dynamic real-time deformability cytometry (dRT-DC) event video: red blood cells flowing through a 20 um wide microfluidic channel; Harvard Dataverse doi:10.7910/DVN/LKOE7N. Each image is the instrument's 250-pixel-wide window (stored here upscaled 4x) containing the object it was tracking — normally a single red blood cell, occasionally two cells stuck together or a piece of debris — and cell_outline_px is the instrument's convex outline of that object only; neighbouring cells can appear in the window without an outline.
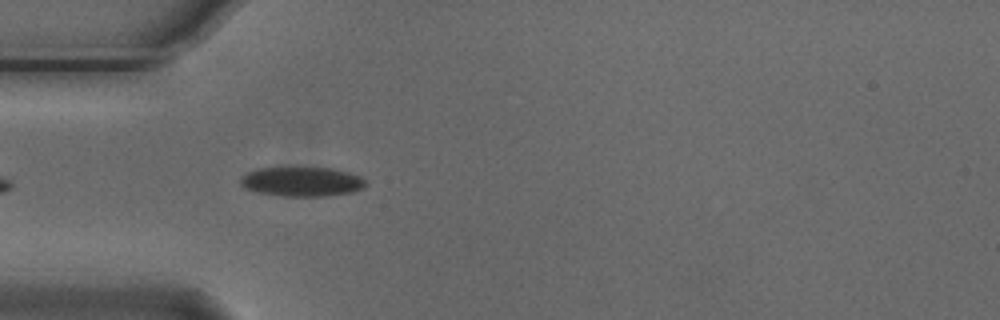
{"species": "Egyptian fruit bat (a non-hibernating species)", "species_latin": "Rousettus aegyptiacus", "temperature_condition": "cold", "stored_images_in_passage": 5, "camera_frame_rate_fps": 3000, "um_per_image_px": 0.085, "animal": {"sex": "male"}, "frame": {"image": 1, "passage_image": 5, "time_ms": 1.333, "image_size_px": [1000, 320], "cell_outline_px": [[368, 184], [364, 188], [352, 192], [324, 196], [280, 196], [256, 192], [244, 188], [240, 184], [240, 176], [248, 172], [260, 168], [332, 168], [348, 172], [360, 176]], "centroid_in_image_um": [25.65, 15.45], "position_along_channel_um": 59.4, "area_um2": 21.56}}